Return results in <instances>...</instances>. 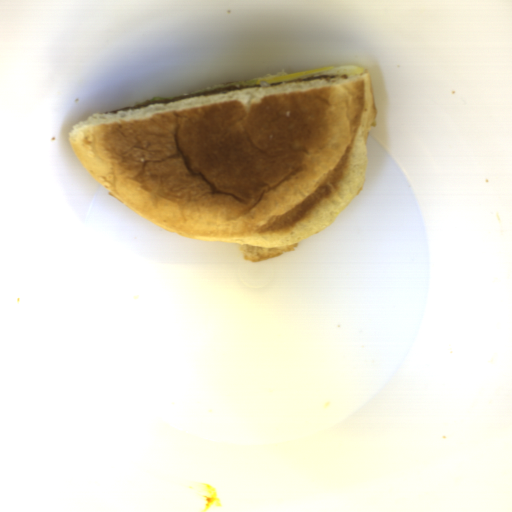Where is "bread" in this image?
<instances>
[{"label": "bread", "instance_id": "obj_1", "mask_svg": "<svg viewBox=\"0 0 512 512\" xmlns=\"http://www.w3.org/2000/svg\"><path fill=\"white\" fill-rule=\"evenodd\" d=\"M378 112L370 72L93 113L73 153L113 197L246 262L317 235L365 185Z\"/></svg>", "mask_w": 512, "mask_h": 512}]
</instances>
